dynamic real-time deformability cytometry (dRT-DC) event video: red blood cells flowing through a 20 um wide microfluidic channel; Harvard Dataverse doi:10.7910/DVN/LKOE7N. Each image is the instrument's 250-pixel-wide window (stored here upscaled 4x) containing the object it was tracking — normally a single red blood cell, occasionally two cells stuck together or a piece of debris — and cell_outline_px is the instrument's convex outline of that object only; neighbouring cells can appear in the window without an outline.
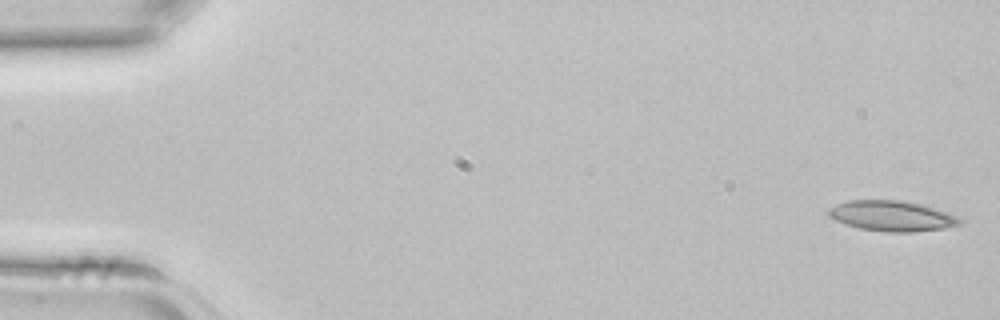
{"species": "common noctule bat (a hibernating species)", "species_latin": "Nyctalus noctula", "temperature_condition": "room temperature", "stored_images_in_passage": 43, "camera_frame_rate_fps": 3000, "um_per_image_px": 0.085, "animal": {"sex": "female", "body_mass_g": 22.7, "forearm_length_mm": 54.2}, "frame": {"image": 1, "passage_image": 1, "time_ms": 0.0, "image_size_px": [1000, 320], "cell_outline_px": [[964, 224], [944, 228], [912, 232], [884, 232], [860, 228], [836, 220], [828, 216], [828, 208], [836, 204], [848, 200], [904, 200], [920, 204], [948, 212], [964, 220]], "centroid_in_image_um": [75.84, 18.35], "position_along_channel_um": 9.2, "area_um2": 23.35}}
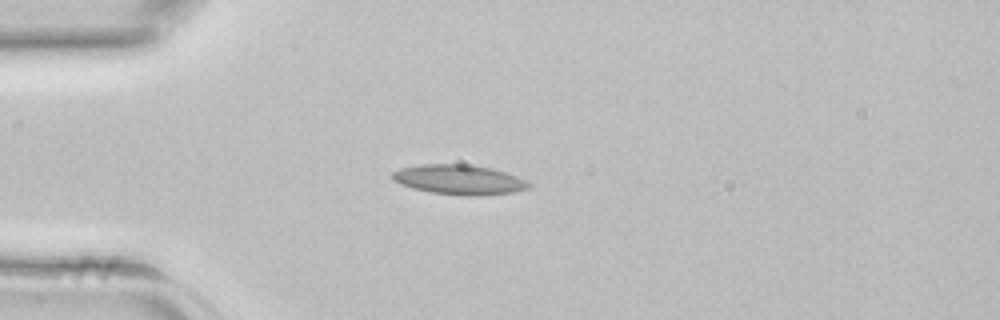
{"frame": {"image": 2, "passage_image": 11, "time_ms": 3.333, "image_size_px": [1000, 320], "cell_outline_px": [[532, 184], [528, 188], [512, 192], [480, 196], [460, 196], [432, 192], [412, 188], [400, 184], [392, 180], [392, 172], [400, 168], [424, 164], [464, 164], [492, 168], [528, 180]], "centroid_in_image_um": [39.02, 15.28], "position_along_channel_um": 46.0, "area_um2": 23.76}}
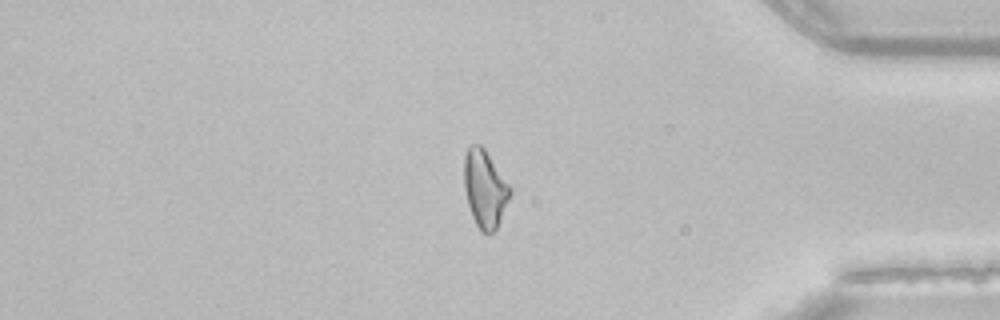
{"frame": {"image": 3, "passage_image": 36, "time_ms": 11.667, "image_size_px": [1000, 320], "cell_outline_px": [[512, 192], [496, 232], [492, 236], [488, 236], [480, 232], [472, 216], [468, 204], [464, 188], [464, 156], [468, 144], [480, 144], [484, 148], [512, 188]], "centroid_in_image_um": [41.22, 16.09], "position_along_channel_um": 394.0, "area_um2": 21.27}}